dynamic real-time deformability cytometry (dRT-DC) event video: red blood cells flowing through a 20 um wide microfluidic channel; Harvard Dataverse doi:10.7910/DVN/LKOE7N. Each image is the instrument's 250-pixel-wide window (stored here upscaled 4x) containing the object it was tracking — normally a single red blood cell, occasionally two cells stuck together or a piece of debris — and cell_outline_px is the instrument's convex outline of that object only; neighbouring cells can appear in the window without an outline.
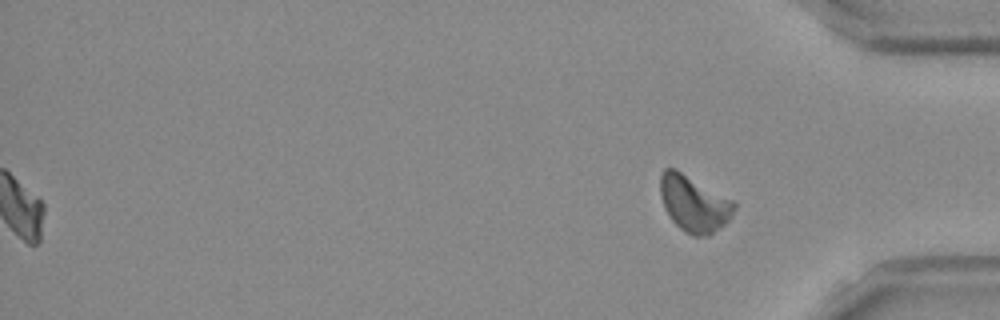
{"species": "Egyptian fruit bat (a non-hibernating species)", "species_latin": "Rousettus aegyptiacus", "temperature_condition": "room temperature", "stored_images_in_passage": 53, "segment_of_instrument_passage": [2, 2], "camera_frame_rate_fps": 3000, "um_per_image_px": 0.085, "frame": {"image": 1, "passage_image": 53, "time_ms": 17.333, "image_size_px": [1000, 320], "cell_outline_px": [[736, 208], [728, 220], [724, 224], [708, 236], [692, 236], [684, 232], [672, 220], [664, 208], [660, 196], [660, 176], [664, 168], [676, 168], [736, 200]], "centroid_in_image_um": [59.0, 17.28], "position_along_channel_um": 376.2, "area_um2": 24.68}}